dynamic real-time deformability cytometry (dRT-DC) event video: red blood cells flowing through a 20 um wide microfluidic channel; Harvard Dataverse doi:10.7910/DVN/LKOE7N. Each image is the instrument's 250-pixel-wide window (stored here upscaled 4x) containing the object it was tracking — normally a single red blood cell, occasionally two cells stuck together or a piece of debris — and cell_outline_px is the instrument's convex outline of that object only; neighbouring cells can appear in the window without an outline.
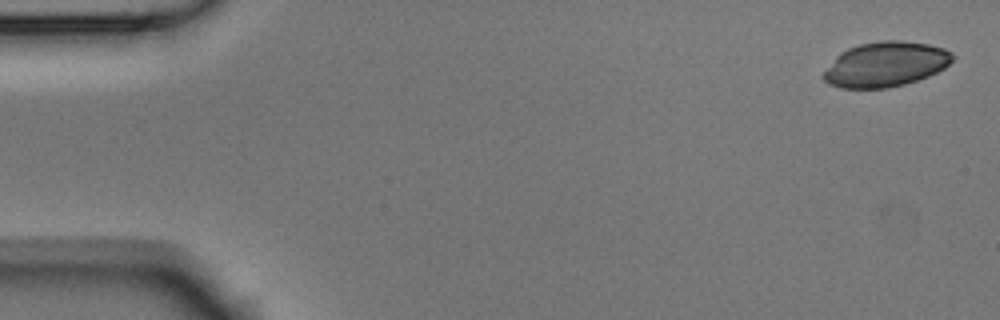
{"species": "Egyptian fruit bat (a non-hibernating species)", "species_latin": "Rousettus aegyptiacus", "temperature_condition": "room temperature", "stored_images_in_passage": 5, "camera_frame_rate_fps": 3000, "um_per_image_px": 0.085, "animal": {"sex": "male"}, "frame": {"image": 1, "passage_image": 1, "time_ms": 0.0, "image_size_px": [1000, 320], "cell_outline_px": [[956, 56], [944, 68], [928, 76], [904, 84], [888, 88], [840, 88], [828, 84], [824, 80], [824, 72], [836, 56], [840, 52], [848, 48], [860, 44], [884, 40], [900, 40], [928, 44], [944, 48], [952, 52]], "centroid_in_image_um": [75.28, 5.46], "position_along_channel_um": 9.7, "area_um2": 33.7}}